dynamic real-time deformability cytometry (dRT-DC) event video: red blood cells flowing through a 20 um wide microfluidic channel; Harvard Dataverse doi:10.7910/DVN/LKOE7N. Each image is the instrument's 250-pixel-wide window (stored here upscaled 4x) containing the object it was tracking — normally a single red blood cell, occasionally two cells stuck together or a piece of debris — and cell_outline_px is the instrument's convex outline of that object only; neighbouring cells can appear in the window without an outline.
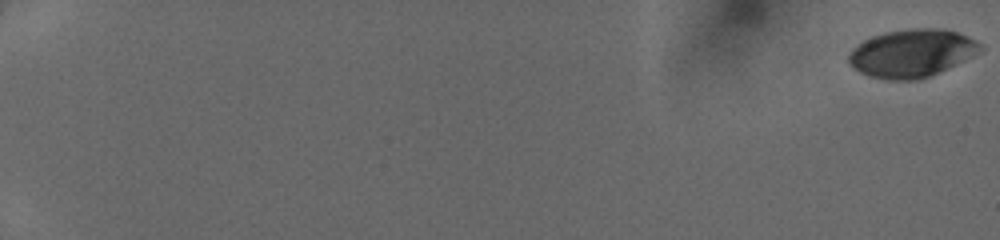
{"species": "human", "species_latin": "Homo sapiens", "temperature_condition": "cold", "stored_images_in_passage": 52, "camera_frame_rate_fps": 3000, "um_per_image_px": 0.085, "donor": {"sex": "female"}, "frame": {"image": 1, "passage_image": 1, "time_ms": 0.0, "image_size_px": [1000, 240], "cell_outline_px": [[984, 48], [928, 76], [916, 80], [888, 80], [868, 76], [860, 72], [848, 60], [848, 52], [852, 48], [864, 40], [872, 36], [884, 32], [916, 28], [940, 28], [956, 32], [980, 44]], "centroid_in_image_um": [77.4, 4.51], "position_along_channel_um": 7.6, "area_um2": 35.72}}
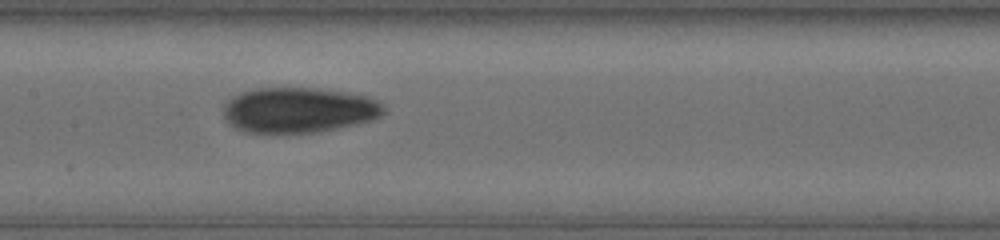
{"frame": {"image": 2, "passage_image": 30, "time_ms": 9.667, "image_size_px": [1000, 240], "cell_outline_px": [[384, 112], [380, 116], [372, 120], [336, 128], [312, 132], [248, 132], [232, 124], [224, 116], [224, 108], [228, 100], [232, 96], [240, 92], [256, 88], [316, 88], [352, 92], [368, 96], [384, 104]], "centroid_in_image_um": [25.44, 9.32], "position_along_channel_um": 182.0, "area_um2": 42.02}}
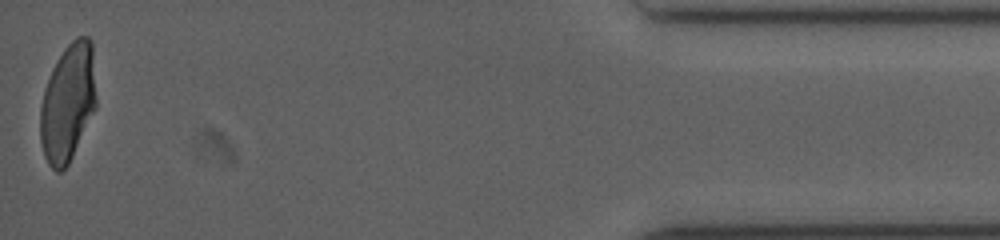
{"frame": {"image": 3, "passage_image": 52, "time_ms": 17.0, "image_size_px": [1000, 240], "cell_outline_px": [[96, 108], [68, 164], [60, 172], [56, 172], [48, 164], [44, 156], [40, 140], [40, 108], [44, 88], [52, 68], [56, 60], [64, 48], [76, 36], [88, 36], [92, 40], [96, 100]], "centroid_in_image_um": [5.76, 8.7], "position_along_channel_um": 429.4, "area_um2": 38.61}}